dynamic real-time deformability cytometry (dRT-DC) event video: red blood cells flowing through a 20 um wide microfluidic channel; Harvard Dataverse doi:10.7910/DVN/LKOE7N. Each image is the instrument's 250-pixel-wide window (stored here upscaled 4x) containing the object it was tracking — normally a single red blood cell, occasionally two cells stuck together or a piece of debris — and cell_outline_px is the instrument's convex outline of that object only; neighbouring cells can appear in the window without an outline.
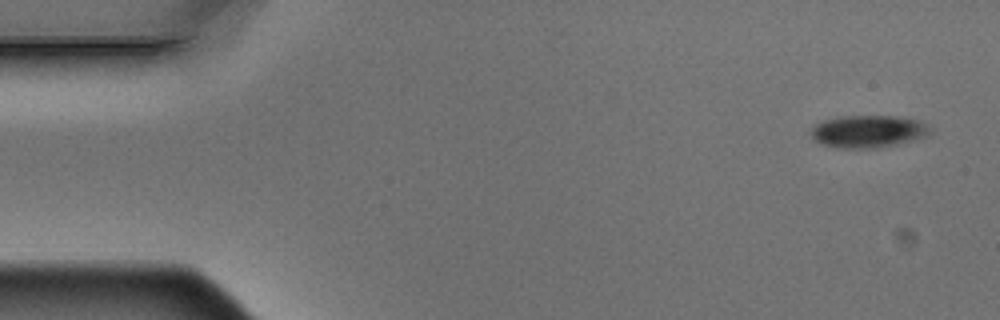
{"species": "Egyptian fruit bat (a non-hibernating species)", "species_latin": "Rousettus aegyptiacus", "temperature_condition": "warm", "stored_images_in_passage": 8, "camera_frame_rate_fps": 3000, "um_per_image_px": 0.085, "animal": {"sex": "male"}, "frame": {"image": 1, "passage_image": 1, "time_ms": 0.0, "image_size_px": [1000, 320], "cell_outline_px": [[932, 128], [924, 136], [912, 140], [896, 144], [876, 148], [840, 148], [820, 144], [808, 132], [816, 124], [824, 120], [840, 116], [896, 116], [920, 120]], "centroid_in_image_um": [73.76, 11.16], "position_along_channel_um": 11.2, "area_um2": 22.43}}
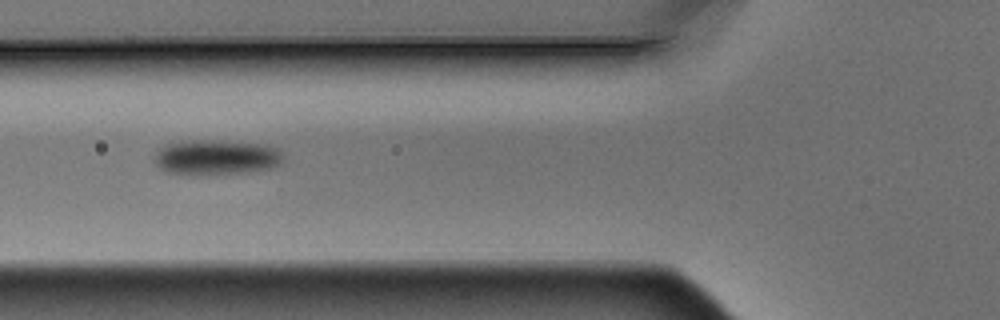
{"frame": {"image": 2, "passage_image": 6, "time_ms": 1.667, "image_size_px": [1000, 320], "cell_outline_px": [[284, 160], [280, 164], [272, 168], [248, 172], [208, 176], [192, 176], [164, 172], [156, 164], [156, 152], [160, 148], [168, 144], [192, 140], [212, 140], [268, 144], [280, 148], [284, 152]], "centroid_in_image_um": [18.45, 13.4], "position_along_channel_um": 107.3, "area_um2": 27.22}}
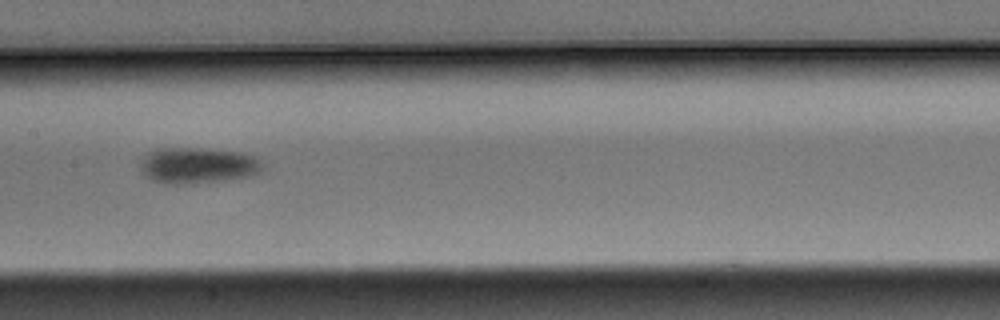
{"frame": {"image": 3, "passage_image": 8, "time_ms": 2.333, "image_size_px": [1000, 320], "cell_outline_px": [[264, 168], [260, 172], [248, 176], [224, 180], [192, 184], [160, 184], [144, 176], [140, 172], [140, 164], [144, 156], [148, 152], [156, 148], [200, 148], [240, 152], [256, 156], [264, 164]], "centroid_in_image_um": [16.78, 14.07], "position_along_channel_um": 190.6, "area_um2": 26.13}}